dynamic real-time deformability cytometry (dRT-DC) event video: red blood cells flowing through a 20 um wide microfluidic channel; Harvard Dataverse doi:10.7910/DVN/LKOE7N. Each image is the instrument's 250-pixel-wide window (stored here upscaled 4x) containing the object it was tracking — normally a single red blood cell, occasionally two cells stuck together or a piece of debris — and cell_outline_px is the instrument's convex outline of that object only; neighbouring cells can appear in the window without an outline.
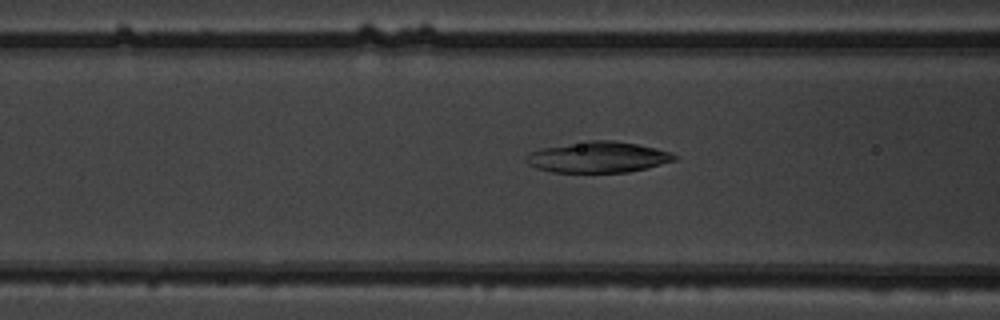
{"species": "common noctule bat (a hibernating species)", "species_latin": "Nyctalus noctula", "temperature_condition": "warm", "stored_images_in_passage": 41, "camera_frame_rate_fps": 3000, "um_per_image_px": 0.085, "animal": {"sex": "male", "body_mass_g": 19.5, "forearm_length_mm": 54.6}, "frame": {"image": 1, "passage_image": 9, "time_ms": 2.667, "image_size_px": [1000, 320], "cell_outline_px": [[680, 156], [676, 160], [648, 168], [628, 172], [552, 172], [536, 168], [528, 164], [524, 160], [524, 156], [532, 152], [544, 148], [588, 140], [612, 140], [636, 144], [656, 148], [672, 152]], "centroid_in_image_um": [50.88, 13.36], "position_along_channel_um": 115.7, "area_um2": 26.76}}
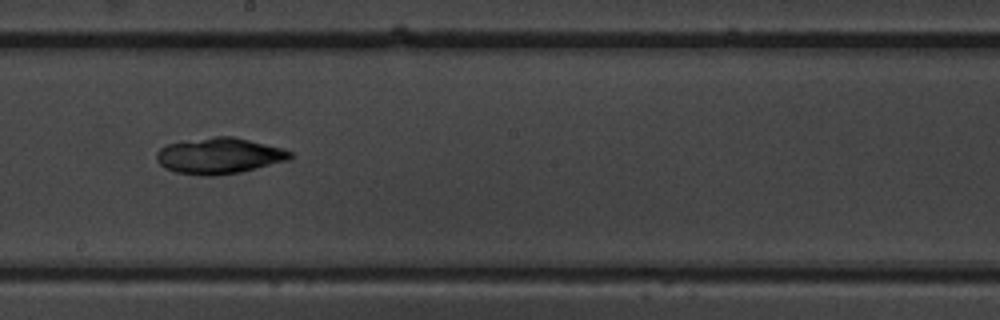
{"frame": {"image": 2, "passage_image": 18, "time_ms": 5.667, "image_size_px": [1000, 320], "cell_outline_px": [[292, 156], [288, 160], [240, 172], [216, 176], [200, 176], [176, 172], [164, 168], [156, 160], [156, 152], [160, 148], [168, 144], [216, 136], [232, 136], [280, 148], [292, 152]], "centroid_in_image_um": [18.59, 13.26], "position_along_channel_um": 229.6, "area_um2": 27.74}}
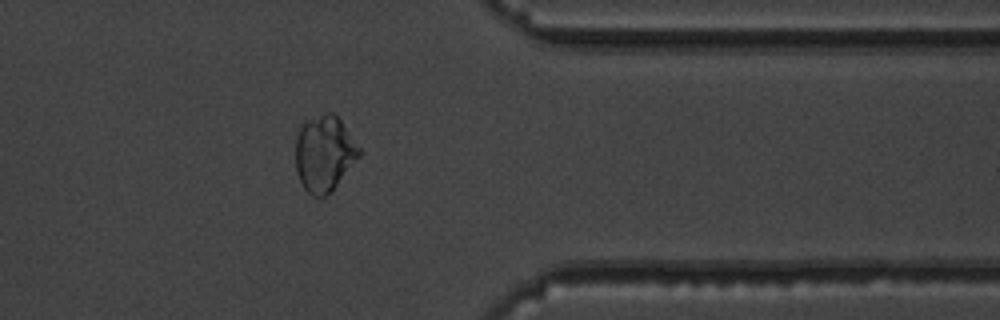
{"frame": {"image": 3, "passage_image": 31, "time_ms": 10.0, "image_size_px": [1000, 320], "cell_outline_px": [[364, 152], [336, 184], [324, 196], [312, 196], [304, 188], [296, 172], [296, 136], [304, 120], [328, 112], [332, 112], [340, 120]], "centroid_in_image_um": [27.57, 13.01], "position_along_channel_um": 383.8, "area_um2": 27.92}, "authors_computed_cell_mechanics": {"area_um2": 27.744, "velocity_mm_per_s": 3.796, "shape_relaxation_time_tau1_ms": 4.3447, "shape_relaxation_time_tau2_ms": null, "deformation_change_tau1": 0.1254, "deformation_change_tau2": null}}